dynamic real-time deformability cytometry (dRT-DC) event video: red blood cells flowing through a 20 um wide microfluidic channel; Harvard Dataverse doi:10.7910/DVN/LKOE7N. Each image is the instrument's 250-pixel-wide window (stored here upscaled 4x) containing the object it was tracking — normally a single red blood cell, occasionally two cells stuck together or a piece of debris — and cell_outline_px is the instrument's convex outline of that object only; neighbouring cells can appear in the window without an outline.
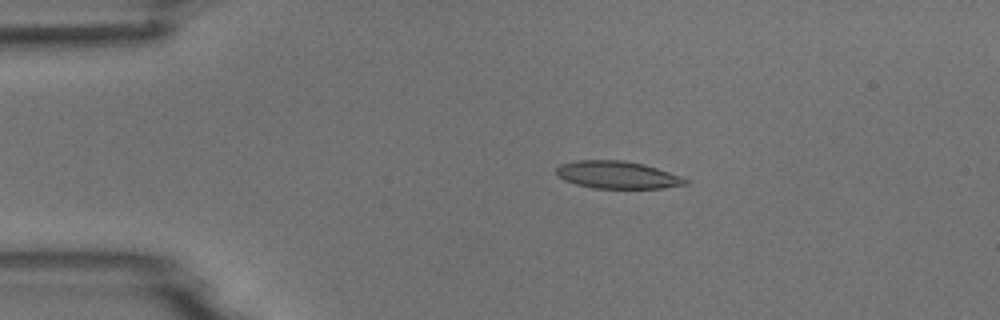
{"species": "common noctule bat (a hibernating species)", "species_latin": "Nyctalus noctula", "temperature_condition": "room temperature", "stored_images_in_passage": 7, "camera_frame_rate_fps": 3000, "um_per_image_px": 0.085, "animal": {"sex": "male", "body_mass_g": 18.8}, "frame": {"image": 1, "passage_image": 3, "time_ms": 2.333, "image_size_px": [1000, 320], "cell_outline_px": [[688, 184], [664, 188], [592, 188], [576, 184], [564, 180], [556, 172], [556, 168], [560, 164], [576, 160], [624, 160], [644, 164], [680, 176], [688, 180]], "centroid_in_image_um": [52.46, 14.86], "position_along_channel_um": 32.5, "area_um2": 20.58}}
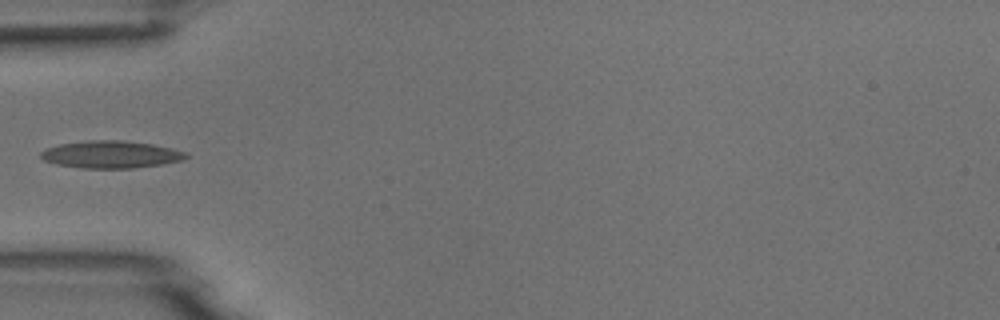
{"frame": {"image": 2, "passage_image": 5, "time_ms": 4.667, "image_size_px": [1000, 320], "cell_outline_px": [[188, 156], [180, 160], [164, 164], [132, 168], [80, 168], [56, 164], [44, 160], [40, 156], [40, 152], [44, 148], [60, 144], [88, 140], [124, 140], [152, 144], [172, 148], [188, 152]], "centroid_in_image_um": [9.41, 13.12], "position_along_channel_um": 75.6, "area_um2": 23.24}}